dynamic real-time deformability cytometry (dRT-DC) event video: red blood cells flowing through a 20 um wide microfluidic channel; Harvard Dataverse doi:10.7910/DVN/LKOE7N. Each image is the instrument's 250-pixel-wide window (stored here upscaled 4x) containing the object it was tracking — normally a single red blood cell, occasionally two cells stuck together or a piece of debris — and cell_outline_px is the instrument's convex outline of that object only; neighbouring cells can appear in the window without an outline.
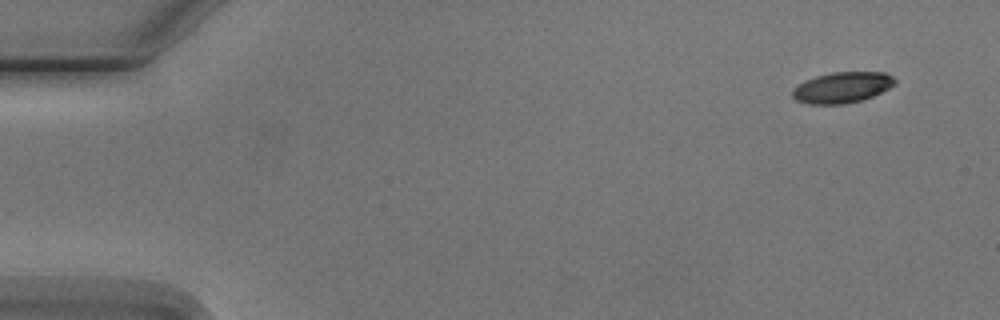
{"species": "Egyptian fruit bat (a non-hibernating species)", "species_latin": "Rousettus aegyptiacus", "temperature_condition": "cold", "stored_images_in_passage": 5, "camera_frame_rate_fps": 3000, "um_per_image_px": 0.085, "animal": {"sex": "male"}, "frame": {"image": 1, "passage_image": 1, "time_ms": 0.0, "image_size_px": [1000, 320], "cell_outline_px": [[896, 84], [872, 96], [860, 100], [844, 104], [808, 104], [796, 100], [792, 96], [792, 88], [804, 80], [816, 76], [832, 72], [884, 72], [892, 76], [896, 80]], "centroid_in_image_um": [71.55, 7.43], "position_along_channel_um": 13.5, "area_um2": 18.44}}
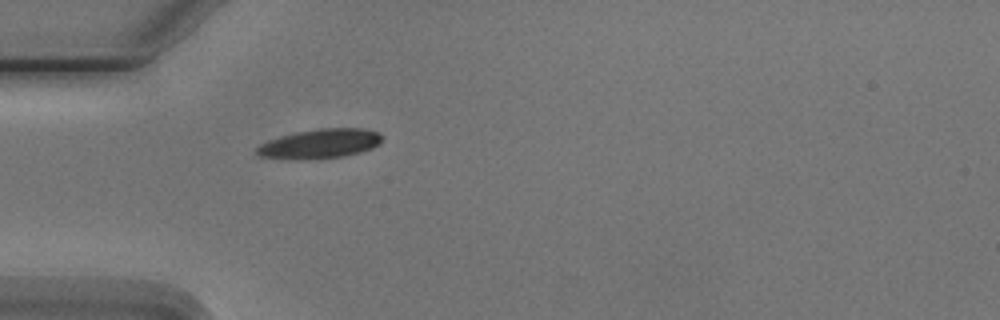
{"frame": {"image": 2, "passage_image": 5, "time_ms": 4.333, "image_size_px": [1000, 320], "cell_outline_px": [[380, 144], [372, 148], [360, 152], [344, 156], [304, 160], [292, 160], [260, 156], [256, 152], [256, 148], [260, 144], [268, 140], [280, 136], [296, 132], [316, 128], [360, 128], [376, 132], [380, 136]], "centroid_in_image_um": [27.14, 12.22], "position_along_channel_um": 57.9, "area_um2": 21.5}}